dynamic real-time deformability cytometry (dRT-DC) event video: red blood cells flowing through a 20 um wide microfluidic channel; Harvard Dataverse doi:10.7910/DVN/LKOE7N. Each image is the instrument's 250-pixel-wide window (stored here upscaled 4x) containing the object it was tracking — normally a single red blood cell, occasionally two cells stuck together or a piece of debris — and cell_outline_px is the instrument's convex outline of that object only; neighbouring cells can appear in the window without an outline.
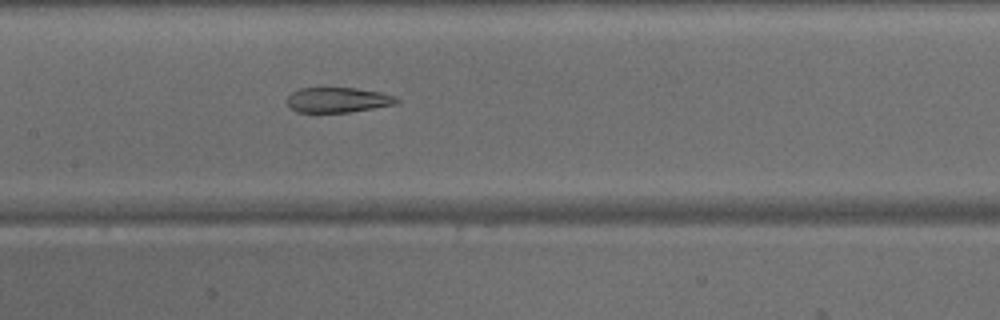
{"species": "common noctule bat (a hibernating species)", "species_latin": "Nyctalus noctula", "temperature_condition": "warm", "stored_images_in_passage": 23, "camera_frame_rate_fps": 3000, "um_per_image_px": 0.085, "animal": {"sex": "male", "body_mass_g": 15.6}, "frame": {"image": 1, "passage_image": 14, "time_ms": 4.333, "image_size_px": [1000, 320], "cell_outline_px": [[400, 100], [396, 104], [348, 112], [296, 112], [288, 104], [288, 96], [292, 92], [300, 88], [356, 88], [380, 92], [392, 96]], "centroid_in_image_um": [28.7, 8.49], "position_along_channel_um": 178.7, "area_um2": 15.78}}